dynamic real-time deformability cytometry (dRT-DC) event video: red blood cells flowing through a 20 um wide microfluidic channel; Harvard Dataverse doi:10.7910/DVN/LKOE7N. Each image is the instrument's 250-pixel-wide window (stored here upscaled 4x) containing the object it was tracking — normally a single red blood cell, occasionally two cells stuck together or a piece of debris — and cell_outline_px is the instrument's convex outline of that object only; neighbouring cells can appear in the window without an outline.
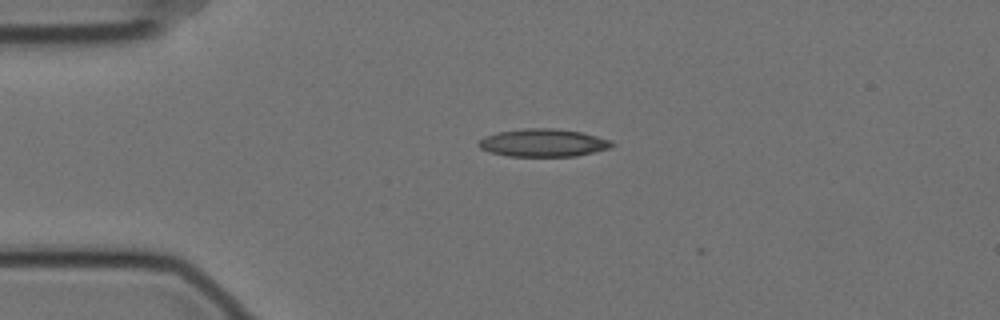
{"species": "Egyptian fruit bat (a non-hibernating species)", "species_latin": "Rousettus aegyptiacus", "temperature_condition": "cold", "stored_images_in_passage": 45, "camera_frame_rate_fps": 3000, "um_per_image_px": 0.085, "animal": {"sex": "female"}, "frame": {"image": 1, "passage_image": 1, "time_ms": 0.0, "image_size_px": [1000, 320], "cell_outline_px": [[616, 144], [608, 148], [576, 156], [508, 156], [488, 152], [480, 148], [476, 144], [484, 136], [496, 132], [524, 128], [556, 128], [580, 132], [612, 140]], "centroid_in_image_um": [46.13, 12.13], "position_along_channel_um": 38.9, "area_um2": 21.68}}
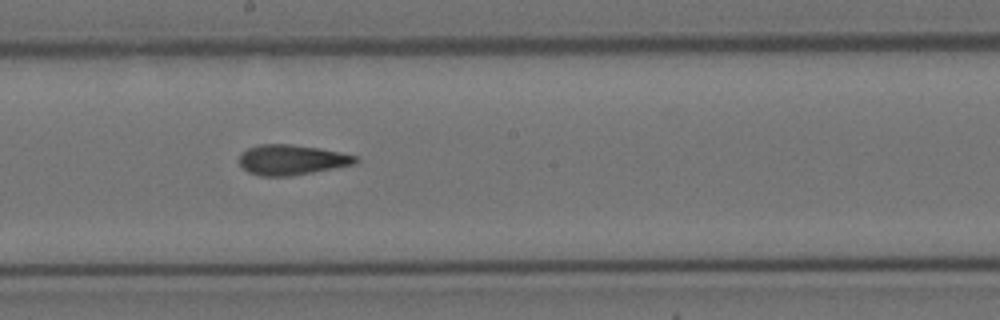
{"frame": {"image": 2, "passage_image": 19, "time_ms": 6.0, "image_size_px": [1000, 320], "cell_outline_px": [[360, 160], [356, 164], [312, 172], [288, 176], [260, 176], [248, 172], [240, 164], [240, 152], [248, 148], [260, 144], [288, 144], [316, 148], [340, 152], [356, 156]], "centroid_in_image_um": [24.78, 13.58], "position_along_channel_um": 223.4, "area_um2": 20.29}}
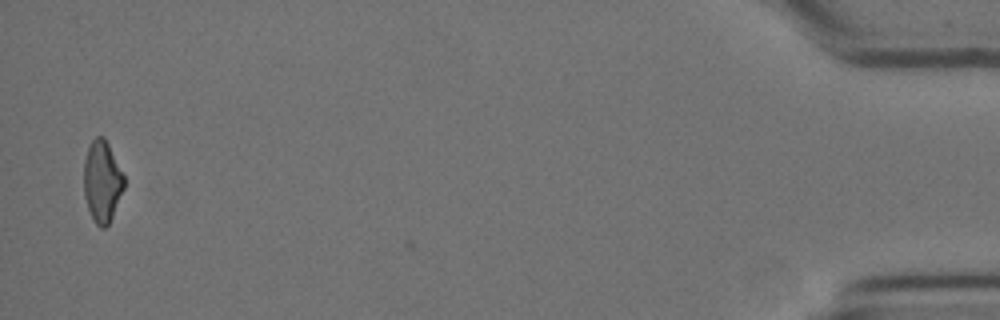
{"frame": {"image": 3, "passage_image": 44, "time_ms": 14.333, "image_size_px": [1000, 320], "cell_outline_px": [[124, 188], [112, 216], [108, 224], [104, 228], [100, 228], [96, 224], [88, 208], [84, 196], [84, 160], [88, 148], [92, 140], [96, 136], [104, 136], [124, 176]], "centroid_in_image_um": [8.67, 15.41], "position_along_channel_um": 426.5, "area_um2": 18.84}, "authors_computed_cell_mechanics": {"area_um2": 20.519, "velocity_mm_per_s": 3.526, "shape_relaxation_time_tau1_ms": 7.9984, "shape_relaxation_time_tau2_ms": 3.0656, "deformation_change_tau1": 0.2006, "deformation_change_tau2": 0.128}}